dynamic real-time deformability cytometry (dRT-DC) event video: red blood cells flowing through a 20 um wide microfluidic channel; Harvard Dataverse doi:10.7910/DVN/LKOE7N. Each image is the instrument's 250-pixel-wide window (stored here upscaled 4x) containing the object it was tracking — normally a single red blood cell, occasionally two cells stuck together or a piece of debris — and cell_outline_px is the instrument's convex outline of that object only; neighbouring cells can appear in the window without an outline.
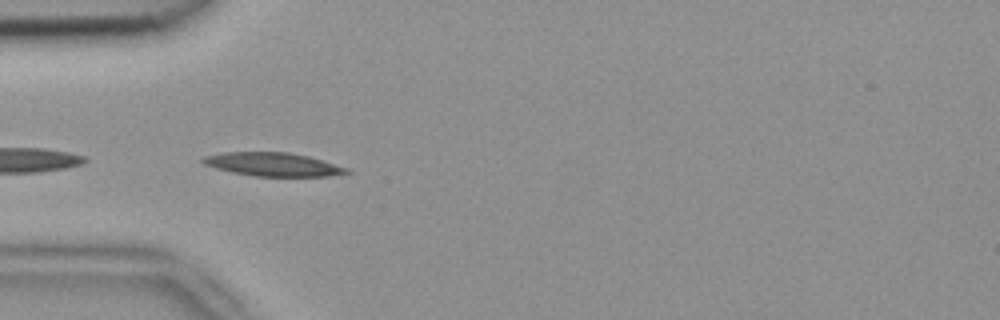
{"species": "common noctule bat (a hibernating species)", "species_latin": "Nyctalus noctula", "temperature_condition": "room temperature", "stored_images_in_passage": 7, "camera_frame_rate_fps": 3000, "um_per_image_px": 0.085, "animal": {"sex": "female", "body_mass_g": 18.4}, "frame": {"image": 1, "passage_image": 3, "time_ms": 0.667, "image_size_px": [1000, 320], "cell_outline_px": [[352, 172], [328, 176], [256, 176], [232, 172], [216, 168], [204, 164], [200, 160], [204, 156], [224, 152], [288, 152], [308, 156], [348, 168]], "centroid_in_image_um": [23.19, 13.97], "position_along_channel_um": 61.8, "area_um2": 19.54}}
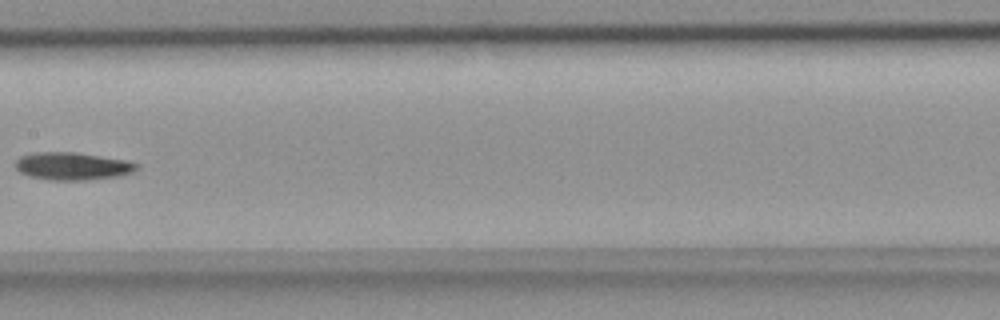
{"frame": {"image": 2, "passage_image": 6, "time_ms": 1.667, "image_size_px": [1000, 320], "cell_outline_px": [[140, 168], [132, 172], [120, 176], [88, 180], [48, 180], [28, 176], [20, 172], [16, 168], [16, 160], [20, 156], [32, 152], [76, 152], [128, 160], [140, 164]], "centroid_in_image_um": [6.19, 14.12], "position_along_channel_um": 201.2, "area_um2": 19.88}}
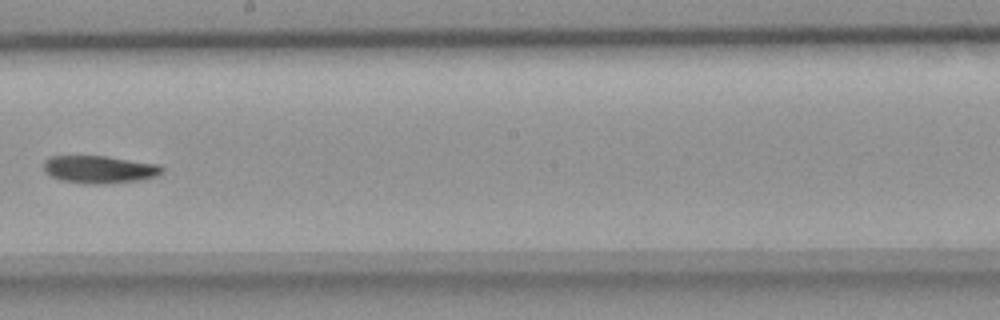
{"frame": {"image": 3, "passage_image": 7, "time_ms": 2.0, "image_size_px": [1000, 320], "cell_outline_px": [[164, 168], [160, 176], [144, 180], [108, 184], [80, 184], [60, 180], [44, 172], [44, 160], [48, 156], [104, 156], [160, 164]], "centroid_in_image_um": [8.48, 14.42], "position_along_channel_um": 239.7, "area_um2": 19.54}}